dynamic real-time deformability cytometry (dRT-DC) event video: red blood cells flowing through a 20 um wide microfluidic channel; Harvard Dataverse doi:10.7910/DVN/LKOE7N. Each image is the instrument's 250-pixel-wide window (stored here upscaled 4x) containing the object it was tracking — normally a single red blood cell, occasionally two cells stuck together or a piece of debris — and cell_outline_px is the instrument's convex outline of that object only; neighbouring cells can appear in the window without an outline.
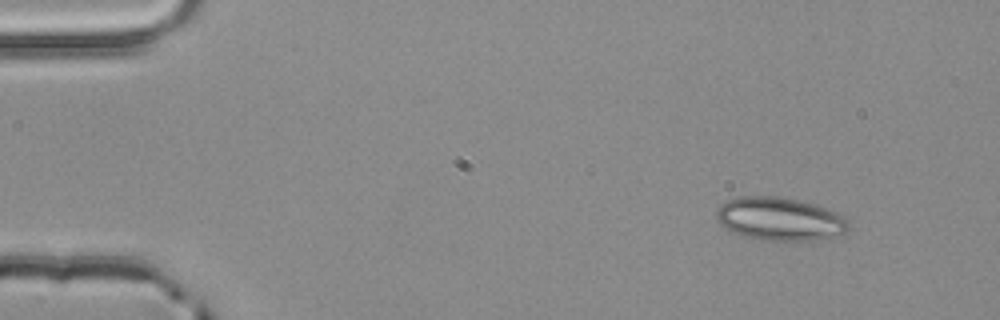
{"species": "common noctule bat (a hibernating species)", "species_latin": "Nyctalus noctula", "temperature_condition": "room temperature", "stored_images_in_passage": 3, "camera_frame_rate_fps": 3000, "um_per_image_px": 0.085, "animal": {"sex": "male", "body_mass_g": 20.4}, "frame": {"image": 1, "passage_image": 1, "time_ms": 0.0, "image_size_px": [1000, 320], "cell_outline_px": [[848, 228], [844, 232], [812, 240], [760, 240], [740, 236], [724, 228], [720, 224], [716, 216], [716, 208], [720, 204], [728, 200], [740, 196], [776, 196], [796, 200], [812, 204], [836, 212], [848, 220]], "centroid_in_image_um": [66.18, 18.61], "position_along_channel_um": 18.8, "area_um2": 32.95}}